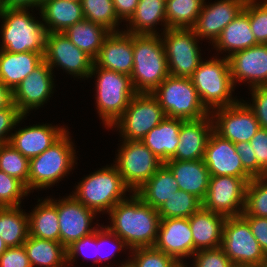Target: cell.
Here are the masks:
<instances>
[{
    "mask_svg": "<svg viewBox=\"0 0 267 267\" xmlns=\"http://www.w3.org/2000/svg\"><path fill=\"white\" fill-rule=\"evenodd\" d=\"M247 182L233 176H210L202 207L225 217L239 216L245 207Z\"/></svg>",
    "mask_w": 267,
    "mask_h": 267,
    "instance_id": "obj_13",
    "label": "cell"
},
{
    "mask_svg": "<svg viewBox=\"0 0 267 267\" xmlns=\"http://www.w3.org/2000/svg\"><path fill=\"white\" fill-rule=\"evenodd\" d=\"M87 246H90V247L92 246L91 247L92 250H95L94 252L92 251L93 253L96 252V254L94 255V258H96V259H93L94 260L93 262L98 263V257H97V230H96L92 234H90L88 236H85V237L81 238L80 240L74 241L70 246H68L66 248V251H67V264L71 265V262L73 263V261L75 260V258L78 257L79 254L80 255L82 254V255H84V257H86V253H85L86 251L83 250V249H85ZM93 248H95V249H93ZM86 249H88V247ZM87 256H90V255L88 254Z\"/></svg>",
    "mask_w": 267,
    "mask_h": 267,
    "instance_id": "obj_49",
    "label": "cell"
},
{
    "mask_svg": "<svg viewBox=\"0 0 267 267\" xmlns=\"http://www.w3.org/2000/svg\"><path fill=\"white\" fill-rule=\"evenodd\" d=\"M84 19L99 24L110 32L119 31V19L115 13L112 0H82Z\"/></svg>",
    "mask_w": 267,
    "mask_h": 267,
    "instance_id": "obj_39",
    "label": "cell"
},
{
    "mask_svg": "<svg viewBox=\"0 0 267 267\" xmlns=\"http://www.w3.org/2000/svg\"><path fill=\"white\" fill-rule=\"evenodd\" d=\"M115 13L119 20L126 22L134 15L139 0H112Z\"/></svg>",
    "mask_w": 267,
    "mask_h": 267,
    "instance_id": "obj_54",
    "label": "cell"
},
{
    "mask_svg": "<svg viewBox=\"0 0 267 267\" xmlns=\"http://www.w3.org/2000/svg\"><path fill=\"white\" fill-rule=\"evenodd\" d=\"M221 248L234 265L263 267L265 254L241 215L226 217Z\"/></svg>",
    "mask_w": 267,
    "mask_h": 267,
    "instance_id": "obj_9",
    "label": "cell"
},
{
    "mask_svg": "<svg viewBox=\"0 0 267 267\" xmlns=\"http://www.w3.org/2000/svg\"><path fill=\"white\" fill-rule=\"evenodd\" d=\"M203 161L210 176H233L243 178L247 183L253 179L243 168L234 143L221 138L214 131L208 138Z\"/></svg>",
    "mask_w": 267,
    "mask_h": 267,
    "instance_id": "obj_17",
    "label": "cell"
},
{
    "mask_svg": "<svg viewBox=\"0 0 267 267\" xmlns=\"http://www.w3.org/2000/svg\"><path fill=\"white\" fill-rule=\"evenodd\" d=\"M114 166L124 183L136 192L164 164L141 141L124 140Z\"/></svg>",
    "mask_w": 267,
    "mask_h": 267,
    "instance_id": "obj_12",
    "label": "cell"
},
{
    "mask_svg": "<svg viewBox=\"0 0 267 267\" xmlns=\"http://www.w3.org/2000/svg\"><path fill=\"white\" fill-rule=\"evenodd\" d=\"M246 0H219L207 5L203 2L201 12L192 27L198 39L208 38L212 44L222 30L243 10Z\"/></svg>",
    "mask_w": 267,
    "mask_h": 267,
    "instance_id": "obj_20",
    "label": "cell"
},
{
    "mask_svg": "<svg viewBox=\"0 0 267 267\" xmlns=\"http://www.w3.org/2000/svg\"><path fill=\"white\" fill-rule=\"evenodd\" d=\"M101 227L102 228L97 229V257H98V263H99V261L103 262L104 259L105 260H109L110 258L114 257V254L116 252L115 250L112 251L113 250V248H112V250L110 251L111 253H106L107 255L105 254V256L104 255L102 256L103 252H101L102 254L100 253V251L103 250L101 248V246L103 244H105V242L106 243L107 242H111L110 240L114 239V242H116L115 243L116 245L115 244H113V245H115L116 247H114V246L113 247H114V249H116L118 251L122 250L124 248V246H125V248L127 247L125 242L120 237H118L116 234L111 232L107 227H103V225ZM99 249H100V251H99Z\"/></svg>",
    "mask_w": 267,
    "mask_h": 267,
    "instance_id": "obj_50",
    "label": "cell"
},
{
    "mask_svg": "<svg viewBox=\"0 0 267 267\" xmlns=\"http://www.w3.org/2000/svg\"><path fill=\"white\" fill-rule=\"evenodd\" d=\"M28 9H1L3 19L0 50L11 53L45 52L48 31Z\"/></svg>",
    "mask_w": 267,
    "mask_h": 267,
    "instance_id": "obj_3",
    "label": "cell"
},
{
    "mask_svg": "<svg viewBox=\"0 0 267 267\" xmlns=\"http://www.w3.org/2000/svg\"><path fill=\"white\" fill-rule=\"evenodd\" d=\"M129 261H127L126 260V262H124L123 264H121V266H119V267H127V263H128ZM104 267H108V266H104Z\"/></svg>",
    "mask_w": 267,
    "mask_h": 267,
    "instance_id": "obj_60",
    "label": "cell"
},
{
    "mask_svg": "<svg viewBox=\"0 0 267 267\" xmlns=\"http://www.w3.org/2000/svg\"><path fill=\"white\" fill-rule=\"evenodd\" d=\"M111 226H106L120 237L130 249L154 247L160 224L158 210L145 204L132 192L130 199L117 203L109 212Z\"/></svg>",
    "mask_w": 267,
    "mask_h": 267,
    "instance_id": "obj_1",
    "label": "cell"
},
{
    "mask_svg": "<svg viewBox=\"0 0 267 267\" xmlns=\"http://www.w3.org/2000/svg\"><path fill=\"white\" fill-rule=\"evenodd\" d=\"M165 117L162 107L151 93H137L112 126L120 129L124 140L141 141Z\"/></svg>",
    "mask_w": 267,
    "mask_h": 267,
    "instance_id": "obj_10",
    "label": "cell"
},
{
    "mask_svg": "<svg viewBox=\"0 0 267 267\" xmlns=\"http://www.w3.org/2000/svg\"><path fill=\"white\" fill-rule=\"evenodd\" d=\"M43 0H2V9H28L42 6Z\"/></svg>",
    "mask_w": 267,
    "mask_h": 267,
    "instance_id": "obj_55",
    "label": "cell"
},
{
    "mask_svg": "<svg viewBox=\"0 0 267 267\" xmlns=\"http://www.w3.org/2000/svg\"><path fill=\"white\" fill-rule=\"evenodd\" d=\"M44 61L53 70L59 66L70 75L88 78L94 60L74 43L64 33H48Z\"/></svg>",
    "mask_w": 267,
    "mask_h": 267,
    "instance_id": "obj_15",
    "label": "cell"
},
{
    "mask_svg": "<svg viewBox=\"0 0 267 267\" xmlns=\"http://www.w3.org/2000/svg\"><path fill=\"white\" fill-rule=\"evenodd\" d=\"M26 115L17 107H7L0 110V145L9 143L11 136L8 132L16 126Z\"/></svg>",
    "mask_w": 267,
    "mask_h": 267,
    "instance_id": "obj_47",
    "label": "cell"
},
{
    "mask_svg": "<svg viewBox=\"0 0 267 267\" xmlns=\"http://www.w3.org/2000/svg\"><path fill=\"white\" fill-rule=\"evenodd\" d=\"M0 267H32L24 246L8 247L0 256Z\"/></svg>",
    "mask_w": 267,
    "mask_h": 267,
    "instance_id": "obj_51",
    "label": "cell"
},
{
    "mask_svg": "<svg viewBox=\"0 0 267 267\" xmlns=\"http://www.w3.org/2000/svg\"><path fill=\"white\" fill-rule=\"evenodd\" d=\"M252 104H247L256 116L260 128L267 129V85L251 88Z\"/></svg>",
    "mask_w": 267,
    "mask_h": 267,
    "instance_id": "obj_46",
    "label": "cell"
},
{
    "mask_svg": "<svg viewBox=\"0 0 267 267\" xmlns=\"http://www.w3.org/2000/svg\"><path fill=\"white\" fill-rule=\"evenodd\" d=\"M237 154L241 159L243 168L253 177H258V163L255 151L249 142L234 143Z\"/></svg>",
    "mask_w": 267,
    "mask_h": 267,
    "instance_id": "obj_52",
    "label": "cell"
},
{
    "mask_svg": "<svg viewBox=\"0 0 267 267\" xmlns=\"http://www.w3.org/2000/svg\"><path fill=\"white\" fill-rule=\"evenodd\" d=\"M205 0H166L167 28H192Z\"/></svg>",
    "mask_w": 267,
    "mask_h": 267,
    "instance_id": "obj_37",
    "label": "cell"
},
{
    "mask_svg": "<svg viewBox=\"0 0 267 267\" xmlns=\"http://www.w3.org/2000/svg\"><path fill=\"white\" fill-rule=\"evenodd\" d=\"M95 74H98L96 104L99 117L105 126L111 128L137 92L129 75L96 67L93 64L89 77Z\"/></svg>",
    "mask_w": 267,
    "mask_h": 267,
    "instance_id": "obj_6",
    "label": "cell"
},
{
    "mask_svg": "<svg viewBox=\"0 0 267 267\" xmlns=\"http://www.w3.org/2000/svg\"><path fill=\"white\" fill-rule=\"evenodd\" d=\"M70 1L81 2L82 0H70Z\"/></svg>",
    "mask_w": 267,
    "mask_h": 267,
    "instance_id": "obj_63",
    "label": "cell"
},
{
    "mask_svg": "<svg viewBox=\"0 0 267 267\" xmlns=\"http://www.w3.org/2000/svg\"><path fill=\"white\" fill-rule=\"evenodd\" d=\"M49 199L57 207L60 243L65 248L98 229L97 227H91L96 212L84 206L74 196L69 195L67 198L58 201Z\"/></svg>",
    "mask_w": 267,
    "mask_h": 267,
    "instance_id": "obj_16",
    "label": "cell"
},
{
    "mask_svg": "<svg viewBox=\"0 0 267 267\" xmlns=\"http://www.w3.org/2000/svg\"><path fill=\"white\" fill-rule=\"evenodd\" d=\"M248 223L253 236L258 241L262 251L267 255V218L242 216Z\"/></svg>",
    "mask_w": 267,
    "mask_h": 267,
    "instance_id": "obj_53",
    "label": "cell"
},
{
    "mask_svg": "<svg viewBox=\"0 0 267 267\" xmlns=\"http://www.w3.org/2000/svg\"><path fill=\"white\" fill-rule=\"evenodd\" d=\"M29 236L60 242L58 211L50 199H44L28 215Z\"/></svg>",
    "mask_w": 267,
    "mask_h": 267,
    "instance_id": "obj_33",
    "label": "cell"
},
{
    "mask_svg": "<svg viewBox=\"0 0 267 267\" xmlns=\"http://www.w3.org/2000/svg\"><path fill=\"white\" fill-rule=\"evenodd\" d=\"M202 104L210 112L213 109L235 104L232 91L234 84L231 78L229 60L213 58L203 60L190 77Z\"/></svg>",
    "mask_w": 267,
    "mask_h": 267,
    "instance_id": "obj_4",
    "label": "cell"
},
{
    "mask_svg": "<svg viewBox=\"0 0 267 267\" xmlns=\"http://www.w3.org/2000/svg\"><path fill=\"white\" fill-rule=\"evenodd\" d=\"M234 267H260V266L235 265Z\"/></svg>",
    "mask_w": 267,
    "mask_h": 267,
    "instance_id": "obj_59",
    "label": "cell"
},
{
    "mask_svg": "<svg viewBox=\"0 0 267 267\" xmlns=\"http://www.w3.org/2000/svg\"><path fill=\"white\" fill-rule=\"evenodd\" d=\"M30 193L19 179L0 171V207H18L21 198Z\"/></svg>",
    "mask_w": 267,
    "mask_h": 267,
    "instance_id": "obj_43",
    "label": "cell"
},
{
    "mask_svg": "<svg viewBox=\"0 0 267 267\" xmlns=\"http://www.w3.org/2000/svg\"><path fill=\"white\" fill-rule=\"evenodd\" d=\"M250 27L258 44H267V0H249Z\"/></svg>",
    "mask_w": 267,
    "mask_h": 267,
    "instance_id": "obj_44",
    "label": "cell"
},
{
    "mask_svg": "<svg viewBox=\"0 0 267 267\" xmlns=\"http://www.w3.org/2000/svg\"><path fill=\"white\" fill-rule=\"evenodd\" d=\"M2 9V0H0V10Z\"/></svg>",
    "mask_w": 267,
    "mask_h": 267,
    "instance_id": "obj_62",
    "label": "cell"
},
{
    "mask_svg": "<svg viewBox=\"0 0 267 267\" xmlns=\"http://www.w3.org/2000/svg\"><path fill=\"white\" fill-rule=\"evenodd\" d=\"M76 187L72 196L96 213L105 210L109 212L117 203L126 199L125 192L131 190L114 165L90 174Z\"/></svg>",
    "mask_w": 267,
    "mask_h": 267,
    "instance_id": "obj_5",
    "label": "cell"
},
{
    "mask_svg": "<svg viewBox=\"0 0 267 267\" xmlns=\"http://www.w3.org/2000/svg\"><path fill=\"white\" fill-rule=\"evenodd\" d=\"M151 94L167 117L197 120L210 115L190 78L169 75Z\"/></svg>",
    "mask_w": 267,
    "mask_h": 267,
    "instance_id": "obj_7",
    "label": "cell"
},
{
    "mask_svg": "<svg viewBox=\"0 0 267 267\" xmlns=\"http://www.w3.org/2000/svg\"><path fill=\"white\" fill-rule=\"evenodd\" d=\"M162 35L169 75L190 78L202 61L193 29L169 28Z\"/></svg>",
    "mask_w": 267,
    "mask_h": 267,
    "instance_id": "obj_11",
    "label": "cell"
},
{
    "mask_svg": "<svg viewBox=\"0 0 267 267\" xmlns=\"http://www.w3.org/2000/svg\"><path fill=\"white\" fill-rule=\"evenodd\" d=\"M169 76L161 36L133 34V70L130 75L137 93H152Z\"/></svg>",
    "mask_w": 267,
    "mask_h": 267,
    "instance_id": "obj_2",
    "label": "cell"
},
{
    "mask_svg": "<svg viewBox=\"0 0 267 267\" xmlns=\"http://www.w3.org/2000/svg\"><path fill=\"white\" fill-rule=\"evenodd\" d=\"M218 51L233 53L258 45L252 33L249 20V0H246L243 10L221 32L214 42Z\"/></svg>",
    "mask_w": 267,
    "mask_h": 267,
    "instance_id": "obj_27",
    "label": "cell"
},
{
    "mask_svg": "<svg viewBox=\"0 0 267 267\" xmlns=\"http://www.w3.org/2000/svg\"><path fill=\"white\" fill-rule=\"evenodd\" d=\"M263 267H267V255H265V261H264Z\"/></svg>",
    "mask_w": 267,
    "mask_h": 267,
    "instance_id": "obj_61",
    "label": "cell"
},
{
    "mask_svg": "<svg viewBox=\"0 0 267 267\" xmlns=\"http://www.w3.org/2000/svg\"><path fill=\"white\" fill-rule=\"evenodd\" d=\"M154 247L173 257L178 263H183L185 257H192L194 244L189 219H161Z\"/></svg>",
    "mask_w": 267,
    "mask_h": 267,
    "instance_id": "obj_21",
    "label": "cell"
},
{
    "mask_svg": "<svg viewBox=\"0 0 267 267\" xmlns=\"http://www.w3.org/2000/svg\"><path fill=\"white\" fill-rule=\"evenodd\" d=\"M241 216L267 218V175L255 177L247 184L245 207Z\"/></svg>",
    "mask_w": 267,
    "mask_h": 267,
    "instance_id": "obj_41",
    "label": "cell"
},
{
    "mask_svg": "<svg viewBox=\"0 0 267 267\" xmlns=\"http://www.w3.org/2000/svg\"><path fill=\"white\" fill-rule=\"evenodd\" d=\"M213 132L211 115L197 120H181L180 142L176 153L170 160L191 161L204 157L206 144Z\"/></svg>",
    "mask_w": 267,
    "mask_h": 267,
    "instance_id": "obj_23",
    "label": "cell"
},
{
    "mask_svg": "<svg viewBox=\"0 0 267 267\" xmlns=\"http://www.w3.org/2000/svg\"><path fill=\"white\" fill-rule=\"evenodd\" d=\"M178 190L173 173L163 164L135 193L145 204L158 210Z\"/></svg>",
    "mask_w": 267,
    "mask_h": 267,
    "instance_id": "obj_31",
    "label": "cell"
},
{
    "mask_svg": "<svg viewBox=\"0 0 267 267\" xmlns=\"http://www.w3.org/2000/svg\"><path fill=\"white\" fill-rule=\"evenodd\" d=\"M40 13L48 33H63L84 19L81 2L70 0H43Z\"/></svg>",
    "mask_w": 267,
    "mask_h": 267,
    "instance_id": "obj_30",
    "label": "cell"
},
{
    "mask_svg": "<svg viewBox=\"0 0 267 267\" xmlns=\"http://www.w3.org/2000/svg\"><path fill=\"white\" fill-rule=\"evenodd\" d=\"M194 244V253L197 250L217 248L222 244L224 215L208 211L201 207L189 218Z\"/></svg>",
    "mask_w": 267,
    "mask_h": 267,
    "instance_id": "obj_26",
    "label": "cell"
},
{
    "mask_svg": "<svg viewBox=\"0 0 267 267\" xmlns=\"http://www.w3.org/2000/svg\"><path fill=\"white\" fill-rule=\"evenodd\" d=\"M181 119L165 117L161 123L150 130L141 142L163 163L176 153L180 142Z\"/></svg>",
    "mask_w": 267,
    "mask_h": 267,
    "instance_id": "obj_29",
    "label": "cell"
},
{
    "mask_svg": "<svg viewBox=\"0 0 267 267\" xmlns=\"http://www.w3.org/2000/svg\"><path fill=\"white\" fill-rule=\"evenodd\" d=\"M44 53L0 50V81L14 90L44 60Z\"/></svg>",
    "mask_w": 267,
    "mask_h": 267,
    "instance_id": "obj_28",
    "label": "cell"
},
{
    "mask_svg": "<svg viewBox=\"0 0 267 267\" xmlns=\"http://www.w3.org/2000/svg\"><path fill=\"white\" fill-rule=\"evenodd\" d=\"M68 130L51 124L19 128L10 136L9 144L29 160L42 154L58 141Z\"/></svg>",
    "mask_w": 267,
    "mask_h": 267,
    "instance_id": "obj_24",
    "label": "cell"
},
{
    "mask_svg": "<svg viewBox=\"0 0 267 267\" xmlns=\"http://www.w3.org/2000/svg\"><path fill=\"white\" fill-rule=\"evenodd\" d=\"M164 164L173 173L179 190L191 193L201 201L205 199L210 173L203 159L191 161L168 160Z\"/></svg>",
    "mask_w": 267,
    "mask_h": 267,
    "instance_id": "obj_25",
    "label": "cell"
},
{
    "mask_svg": "<svg viewBox=\"0 0 267 267\" xmlns=\"http://www.w3.org/2000/svg\"><path fill=\"white\" fill-rule=\"evenodd\" d=\"M228 60L234 85L237 81H247L251 88L267 85V44L237 51Z\"/></svg>",
    "mask_w": 267,
    "mask_h": 267,
    "instance_id": "obj_19",
    "label": "cell"
},
{
    "mask_svg": "<svg viewBox=\"0 0 267 267\" xmlns=\"http://www.w3.org/2000/svg\"><path fill=\"white\" fill-rule=\"evenodd\" d=\"M18 207H0V237L8 247H19L29 236L28 215Z\"/></svg>",
    "mask_w": 267,
    "mask_h": 267,
    "instance_id": "obj_36",
    "label": "cell"
},
{
    "mask_svg": "<svg viewBox=\"0 0 267 267\" xmlns=\"http://www.w3.org/2000/svg\"><path fill=\"white\" fill-rule=\"evenodd\" d=\"M202 207V201L195 195L178 190L158 209L160 219L189 218Z\"/></svg>",
    "mask_w": 267,
    "mask_h": 267,
    "instance_id": "obj_38",
    "label": "cell"
},
{
    "mask_svg": "<svg viewBox=\"0 0 267 267\" xmlns=\"http://www.w3.org/2000/svg\"><path fill=\"white\" fill-rule=\"evenodd\" d=\"M175 267H187L186 263H178Z\"/></svg>",
    "mask_w": 267,
    "mask_h": 267,
    "instance_id": "obj_58",
    "label": "cell"
},
{
    "mask_svg": "<svg viewBox=\"0 0 267 267\" xmlns=\"http://www.w3.org/2000/svg\"><path fill=\"white\" fill-rule=\"evenodd\" d=\"M67 131L56 143L42 154L30 159L29 192L33 189L52 187L71 171L75 158L73 142Z\"/></svg>",
    "mask_w": 267,
    "mask_h": 267,
    "instance_id": "obj_8",
    "label": "cell"
},
{
    "mask_svg": "<svg viewBox=\"0 0 267 267\" xmlns=\"http://www.w3.org/2000/svg\"><path fill=\"white\" fill-rule=\"evenodd\" d=\"M52 74V69L43 60L14 88V104L23 115L29 113L30 109L43 105L51 97L54 86Z\"/></svg>",
    "mask_w": 267,
    "mask_h": 267,
    "instance_id": "obj_18",
    "label": "cell"
},
{
    "mask_svg": "<svg viewBox=\"0 0 267 267\" xmlns=\"http://www.w3.org/2000/svg\"><path fill=\"white\" fill-rule=\"evenodd\" d=\"M8 246L4 243V240L0 237V256L7 250Z\"/></svg>",
    "mask_w": 267,
    "mask_h": 267,
    "instance_id": "obj_57",
    "label": "cell"
},
{
    "mask_svg": "<svg viewBox=\"0 0 267 267\" xmlns=\"http://www.w3.org/2000/svg\"><path fill=\"white\" fill-rule=\"evenodd\" d=\"M63 33L94 60L110 31L99 24L83 19L68 27Z\"/></svg>",
    "mask_w": 267,
    "mask_h": 267,
    "instance_id": "obj_35",
    "label": "cell"
},
{
    "mask_svg": "<svg viewBox=\"0 0 267 267\" xmlns=\"http://www.w3.org/2000/svg\"><path fill=\"white\" fill-rule=\"evenodd\" d=\"M195 256V257H194ZM193 267H234L220 247L197 250L194 254Z\"/></svg>",
    "mask_w": 267,
    "mask_h": 267,
    "instance_id": "obj_45",
    "label": "cell"
},
{
    "mask_svg": "<svg viewBox=\"0 0 267 267\" xmlns=\"http://www.w3.org/2000/svg\"><path fill=\"white\" fill-rule=\"evenodd\" d=\"M23 246L32 267H67V251L60 242L28 236Z\"/></svg>",
    "mask_w": 267,
    "mask_h": 267,
    "instance_id": "obj_32",
    "label": "cell"
},
{
    "mask_svg": "<svg viewBox=\"0 0 267 267\" xmlns=\"http://www.w3.org/2000/svg\"><path fill=\"white\" fill-rule=\"evenodd\" d=\"M94 65L130 76L133 70V34L110 32L94 59Z\"/></svg>",
    "mask_w": 267,
    "mask_h": 267,
    "instance_id": "obj_22",
    "label": "cell"
},
{
    "mask_svg": "<svg viewBox=\"0 0 267 267\" xmlns=\"http://www.w3.org/2000/svg\"><path fill=\"white\" fill-rule=\"evenodd\" d=\"M166 0H139L134 15L129 20V29L125 32L130 34H158L154 26L160 21L164 23V30L167 28L165 15Z\"/></svg>",
    "mask_w": 267,
    "mask_h": 267,
    "instance_id": "obj_34",
    "label": "cell"
},
{
    "mask_svg": "<svg viewBox=\"0 0 267 267\" xmlns=\"http://www.w3.org/2000/svg\"><path fill=\"white\" fill-rule=\"evenodd\" d=\"M131 251L134 254L127 267H175L178 264L173 257L155 247H139Z\"/></svg>",
    "mask_w": 267,
    "mask_h": 267,
    "instance_id": "obj_42",
    "label": "cell"
},
{
    "mask_svg": "<svg viewBox=\"0 0 267 267\" xmlns=\"http://www.w3.org/2000/svg\"><path fill=\"white\" fill-rule=\"evenodd\" d=\"M7 107H17L13 100V90L0 81V110Z\"/></svg>",
    "mask_w": 267,
    "mask_h": 267,
    "instance_id": "obj_56",
    "label": "cell"
},
{
    "mask_svg": "<svg viewBox=\"0 0 267 267\" xmlns=\"http://www.w3.org/2000/svg\"><path fill=\"white\" fill-rule=\"evenodd\" d=\"M30 160L9 143L0 145V171L22 181L29 191Z\"/></svg>",
    "mask_w": 267,
    "mask_h": 267,
    "instance_id": "obj_40",
    "label": "cell"
},
{
    "mask_svg": "<svg viewBox=\"0 0 267 267\" xmlns=\"http://www.w3.org/2000/svg\"><path fill=\"white\" fill-rule=\"evenodd\" d=\"M258 163V177L267 175V129L260 128L250 140Z\"/></svg>",
    "mask_w": 267,
    "mask_h": 267,
    "instance_id": "obj_48",
    "label": "cell"
},
{
    "mask_svg": "<svg viewBox=\"0 0 267 267\" xmlns=\"http://www.w3.org/2000/svg\"><path fill=\"white\" fill-rule=\"evenodd\" d=\"M217 109V110H216ZM210 111L213 131L233 143L250 142L260 129L259 122L247 103L237 100L235 104Z\"/></svg>",
    "mask_w": 267,
    "mask_h": 267,
    "instance_id": "obj_14",
    "label": "cell"
}]
</instances>
